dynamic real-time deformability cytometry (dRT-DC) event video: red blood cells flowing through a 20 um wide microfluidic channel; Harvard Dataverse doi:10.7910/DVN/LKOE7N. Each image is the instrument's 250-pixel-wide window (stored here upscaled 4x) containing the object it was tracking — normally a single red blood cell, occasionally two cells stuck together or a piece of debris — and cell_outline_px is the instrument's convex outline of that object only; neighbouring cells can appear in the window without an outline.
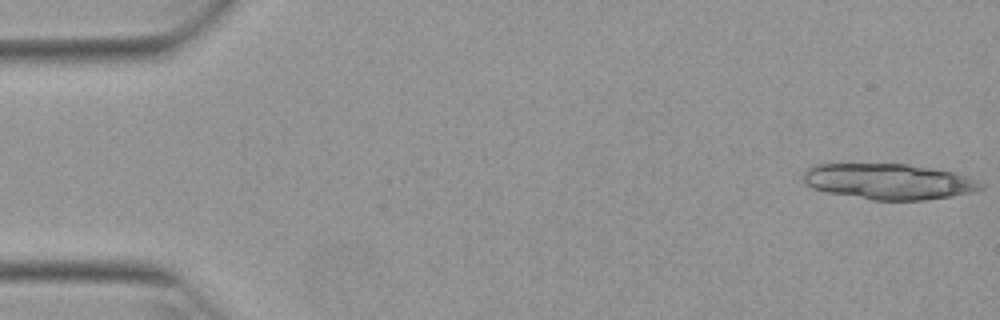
{"species": "Egyptian fruit bat (a non-hibernating species)", "species_latin": "Rousettus aegyptiacus", "temperature_condition": "warm", "stored_images_in_passage": 23, "camera_frame_rate_fps": 3000, "um_per_image_px": 0.085, "animal": {"sex": "female"}, "frame": {"image": 1, "passage_image": 1, "time_ms": 0.0, "image_size_px": [1000, 320], "cell_outline_px": [[984, 188], [972, 192], [952, 196], [924, 200], [872, 200], [828, 192], [812, 188], [804, 180], [804, 172], [808, 168], [816, 164], [908, 164], [956, 172], [968, 176], [984, 184]], "centroid_in_image_um": [75.59, 15.43], "position_along_channel_um": 9.4, "area_um2": 36.93}}
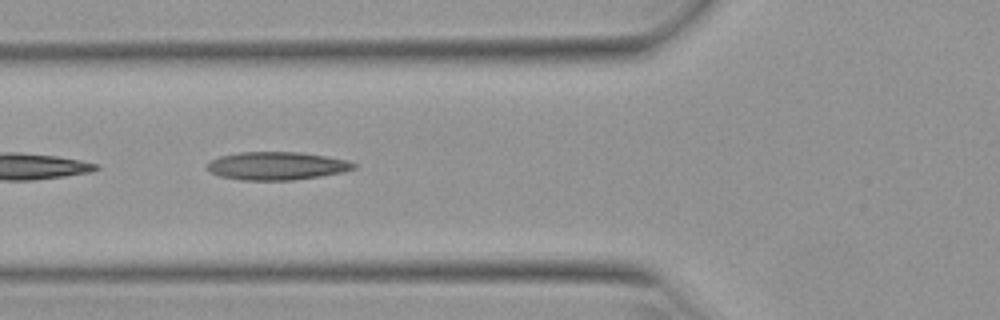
{"frame": {"image": 2, "passage_image": 19, "time_ms": 6.0, "image_size_px": [1000, 320], "cell_outline_px": [[356, 168], [344, 172], [320, 176], [292, 180], [240, 180], [220, 176], [204, 168], [204, 164], [220, 156], [240, 152], [300, 152], [348, 160], [356, 164]], "centroid_in_image_um": [23.5, 14.1], "position_along_channel_um": 102.3, "area_um2": 24.04}}